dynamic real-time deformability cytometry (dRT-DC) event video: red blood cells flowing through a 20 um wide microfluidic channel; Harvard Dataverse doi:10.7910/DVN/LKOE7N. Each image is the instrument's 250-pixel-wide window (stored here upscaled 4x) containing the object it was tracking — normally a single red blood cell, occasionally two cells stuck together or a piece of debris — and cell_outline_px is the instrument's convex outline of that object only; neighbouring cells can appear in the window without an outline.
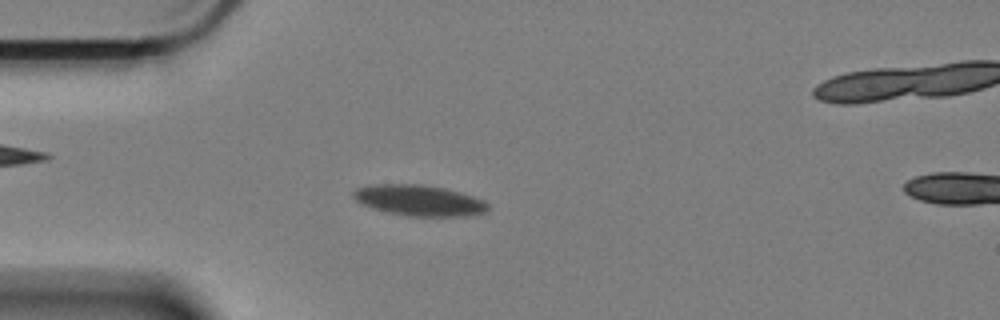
{"species": "Egyptian fruit bat (a non-hibernating species)", "species_latin": "Rousettus aegyptiacus", "temperature_condition": "cold", "stored_images_in_passage": 46, "camera_frame_rate_fps": 3000, "um_per_image_px": 0.085, "animal": {"sex": "female"}, "frame": {"image": 1, "passage_image": 11, "time_ms": 3.333, "image_size_px": [1000, 320], "cell_outline_px": [[488, 208], [484, 212], [468, 216], [408, 216], [388, 212], [372, 208], [360, 204], [352, 196], [352, 192], [356, 188], [380, 184], [420, 184], [444, 188], [472, 196], [484, 200], [488, 204]], "centroid_in_image_um": [35.6, 17.04], "position_along_channel_um": 49.4, "area_um2": 24.04}}
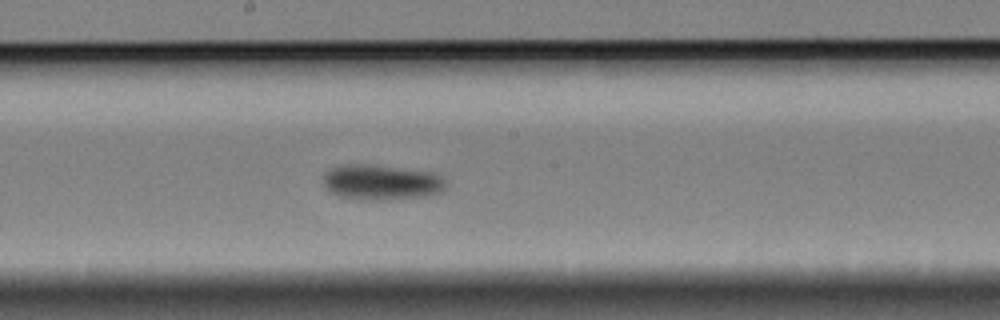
{"frame": {"image": 2, "passage_image": 27, "time_ms": 8.667, "image_size_px": [1000, 320], "cell_outline_px": [[448, 188], [444, 192], [428, 196], [384, 200], [360, 200], [336, 196], [328, 192], [324, 188], [324, 172], [340, 164], [376, 164], [440, 172], [444, 176]], "centroid_in_image_um": [32.49, 15.48], "position_along_channel_um": 215.7, "area_um2": 26.53}}
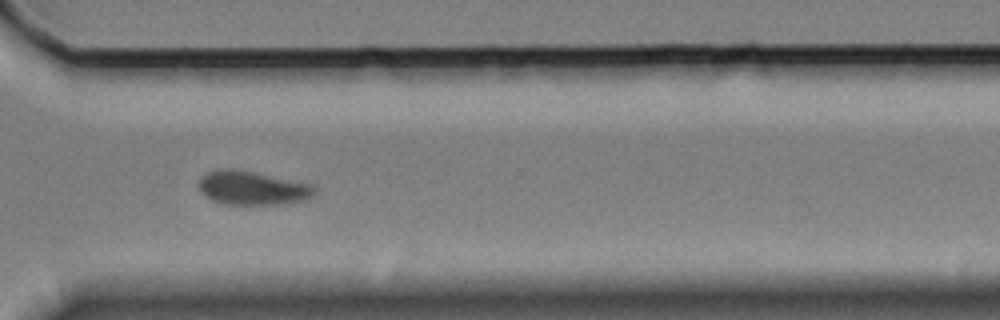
{"frame": {"image": 3, "passage_image": 39, "time_ms": 12.667, "image_size_px": [1000, 320], "cell_outline_px": [[316, 192], [308, 200], [284, 204], [224, 204], [212, 200], [204, 196], [200, 192], [200, 180], [208, 172], [228, 168], [256, 172], [316, 184]], "centroid_in_image_um": [21.55, 15.99], "position_along_channel_um": 349.1, "area_um2": 23.06}, "authors_computed_cell_mechanics": {"area_um2": 23.8136, "velocity_mm_per_s": 3.3349, "shape_relaxation_time_tau1_ms": 4.344, "shape_relaxation_time_tau2_ms": null, "deformation_change_tau1": 0.0741, "deformation_change_tau2": null}}